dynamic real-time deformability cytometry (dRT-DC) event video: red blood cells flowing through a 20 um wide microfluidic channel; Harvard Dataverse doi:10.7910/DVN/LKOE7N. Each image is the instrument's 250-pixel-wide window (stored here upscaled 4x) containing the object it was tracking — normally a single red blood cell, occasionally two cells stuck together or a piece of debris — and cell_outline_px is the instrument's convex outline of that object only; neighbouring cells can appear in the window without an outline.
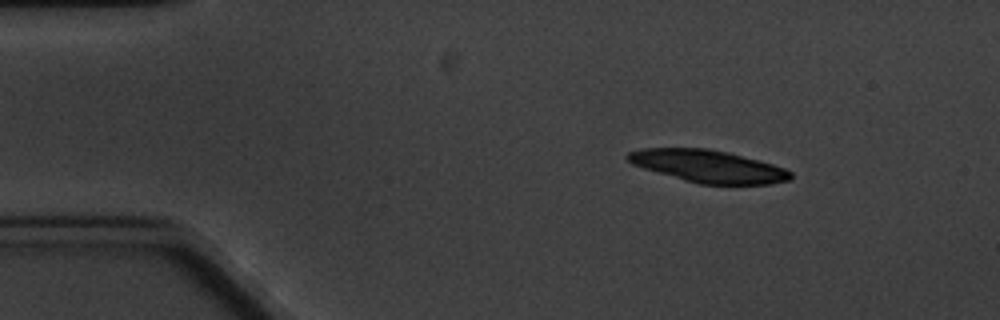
{"species": "common noctule bat (a hibernating species)", "species_latin": "Nyctalus noctula", "temperature_condition": "cold", "stored_images_in_passage": 6, "camera_frame_rate_fps": 3000, "um_per_image_px": 0.085, "animal": {"sex": "male", "body_mass_g": 20.1, "forearm_length_mm": 53.5}, "frame": {"image": 1, "passage_image": 1, "time_ms": 0.0, "image_size_px": [1000, 320], "cell_outline_px": [[792, 176], [788, 180], [768, 184], [700, 184], [684, 180], [644, 168], [632, 164], [624, 156], [628, 152], [640, 148], [708, 148], [728, 152], [772, 164], [784, 168], [792, 172]], "centroid_in_image_um": [60.16, 14.12], "position_along_channel_um": 24.8, "area_um2": 30.52}}